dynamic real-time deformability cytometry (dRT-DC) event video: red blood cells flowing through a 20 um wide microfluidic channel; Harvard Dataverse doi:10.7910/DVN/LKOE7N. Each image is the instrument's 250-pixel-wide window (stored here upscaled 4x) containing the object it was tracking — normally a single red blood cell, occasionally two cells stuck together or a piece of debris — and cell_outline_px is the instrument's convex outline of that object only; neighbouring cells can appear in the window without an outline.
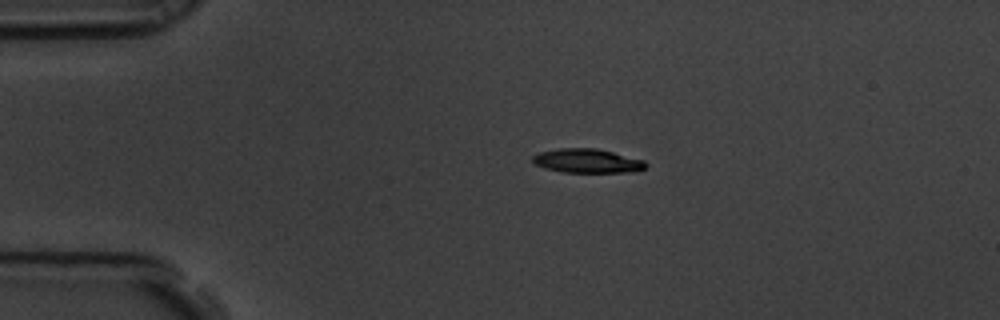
{"species": "common noctule bat (a hibernating species)", "species_latin": "Nyctalus noctula", "temperature_condition": "room temperature", "stored_images_in_passage": 3, "camera_frame_rate_fps": 3000, "um_per_image_px": 0.085, "animal": {"sex": "male", "body_mass_g": 19.5, "forearm_length_mm": 54.6}, "frame": {"image": 1, "passage_image": 1, "time_ms": 0.0, "image_size_px": [1000, 320], "cell_outline_px": [[648, 164], [644, 168], [636, 172], [564, 172], [544, 168], [532, 164], [532, 156], [540, 152], [560, 148], [596, 148], [644, 160]], "centroid_in_image_um": [49.9, 13.68], "position_along_channel_um": 35.1, "area_um2": 15.9}}
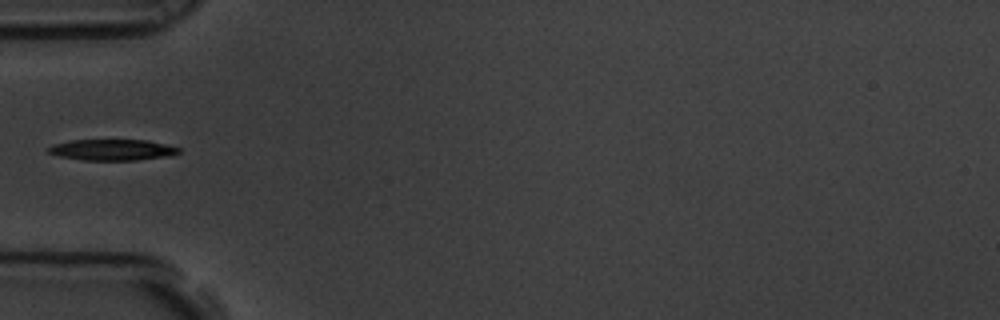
{"frame": {"image": 2, "passage_image": 3, "time_ms": 0.667, "image_size_px": [1000, 320], "cell_outline_px": [[180, 152], [168, 156], [136, 160], [84, 160], [60, 156], [48, 152], [48, 148], [52, 144], [72, 140], [148, 140], [180, 148]], "centroid_in_image_um": [9.54, 12.73], "position_along_channel_um": 75.5, "area_um2": 15.84}}